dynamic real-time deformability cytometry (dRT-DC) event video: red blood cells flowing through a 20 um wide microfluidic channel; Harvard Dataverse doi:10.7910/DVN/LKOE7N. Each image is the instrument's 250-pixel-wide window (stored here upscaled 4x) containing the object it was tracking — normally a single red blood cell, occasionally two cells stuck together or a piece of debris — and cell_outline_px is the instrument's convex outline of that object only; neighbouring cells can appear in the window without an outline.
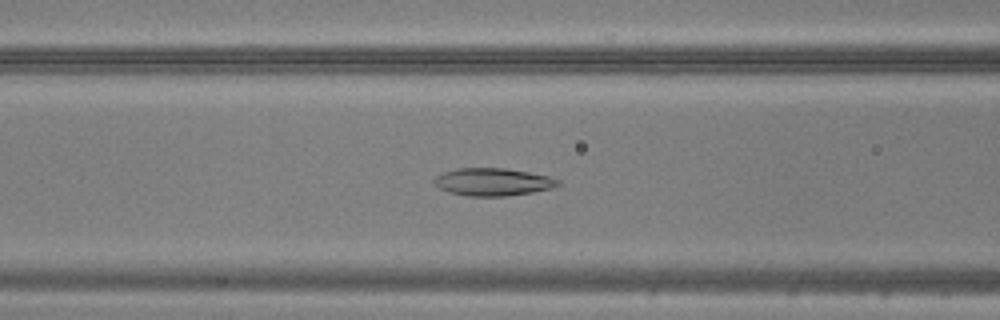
{"species": "common noctule bat (a hibernating species)", "species_latin": "Nyctalus noctula", "temperature_condition": "warm", "stored_images_in_passage": 39, "camera_frame_rate_fps": 3000, "um_per_image_px": 0.085, "animal": {"sex": "male", "body_mass_g": 20.5, "forearm_length_mm": 52.5}, "frame": {"image": 1, "passage_image": 10, "time_ms": 3.0, "image_size_px": [1000, 320], "cell_outline_px": [[560, 184], [552, 188], [532, 192], [504, 196], [468, 196], [448, 192], [440, 188], [432, 180], [436, 176], [444, 172], [456, 168], [504, 168], [528, 172], [548, 176], [560, 180]], "centroid_in_image_um": [41.88, 15.46], "position_along_channel_um": 124.7, "area_um2": 19.83}}
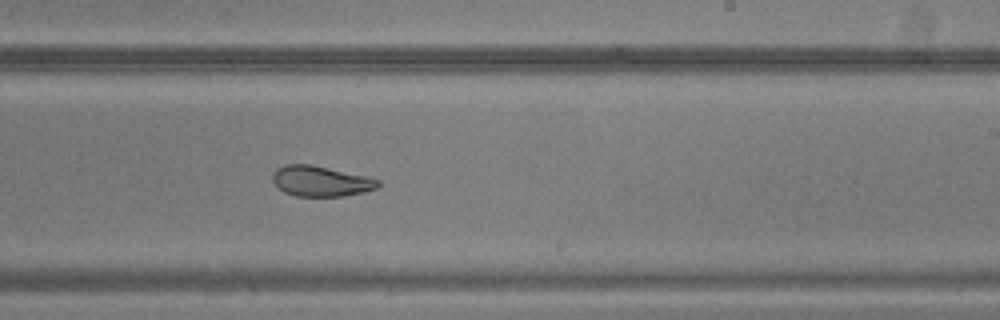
{"frame": {"image": 2, "passage_image": 20, "time_ms": 6.333, "image_size_px": [1000, 320], "cell_outline_px": [[380, 184], [376, 188], [364, 192], [344, 196], [296, 196], [284, 192], [272, 180], [272, 176], [276, 168], [284, 164], [308, 164], [328, 168], [364, 176], [380, 180]], "centroid_in_image_um": [27.24, 15.4], "position_along_channel_um": 261.8, "area_um2": 18.5}}
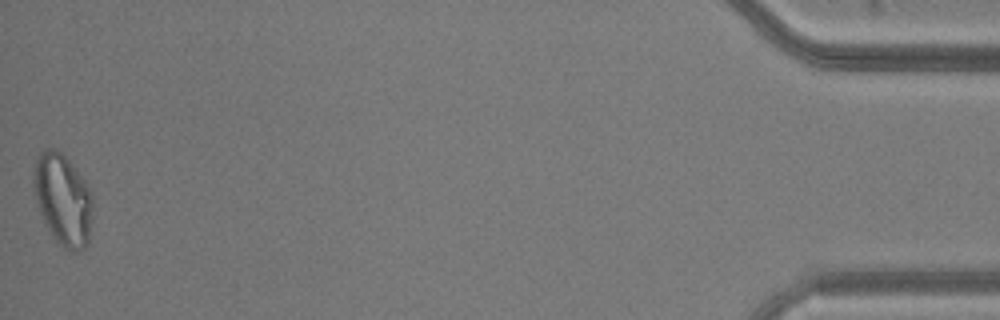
{"frame": {"image": 3, "passage_image": 39, "time_ms": 12.667, "image_size_px": [1000, 320], "cell_outline_px": [[92, 216], [88, 244], [84, 248], [76, 252], [72, 252], [64, 248], [52, 236], [36, 204], [32, 184], [32, 180], [36, 160], [40, 152], [44, 148], [56, 148], [76, 168], [92, 192]], "centroid_in_image_um": [5.34, 16.96], "position_along_channel_um": 429.9, "area_um2": 31.73}}